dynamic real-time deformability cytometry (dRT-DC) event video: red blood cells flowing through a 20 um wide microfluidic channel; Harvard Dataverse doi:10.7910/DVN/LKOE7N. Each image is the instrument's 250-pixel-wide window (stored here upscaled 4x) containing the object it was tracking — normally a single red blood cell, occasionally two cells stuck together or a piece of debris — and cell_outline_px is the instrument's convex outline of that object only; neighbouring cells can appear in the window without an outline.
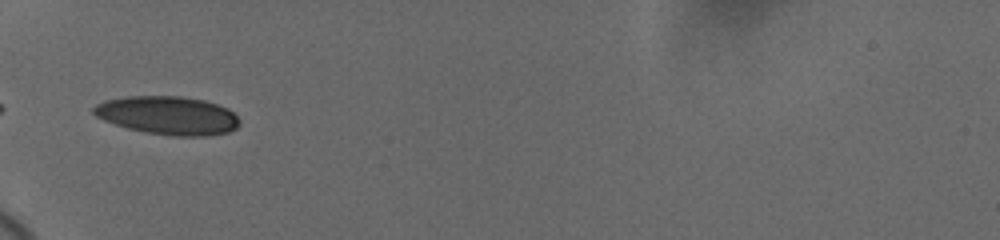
{"species": "human", "species_latin": "Homo sapiens", "temperature_condition": "cold", "stored_images_in_passage": 31, "camera_frame_rate_fps": 3000, "um_per_image_px": 0.085, "donor": {"sex": "female"}, "frame": {"image": 1, "passage_image": 1, "time_ms": 0.0, "image_size_px": [1000, 240], "cell_outline_px": [[240, 124], [236, 128], [228, 132], [208, 136], [172, 136], [144, 132], [128, 128], [104, 120], [96, 116], [92, 112], [92, 108], [96, 104], [104, 100], [124, 96], [180, 96], [204, 100], [228, 108], [240, 120]], "centroid_in_image_um": [14.26, 9.81], "position_along_channel_um": 70.7, "area_um2": 32.77}}
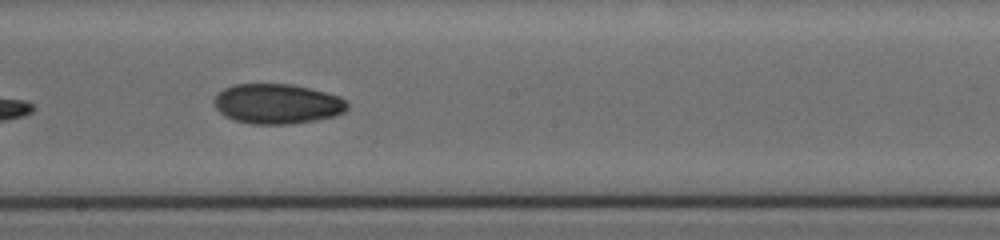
{"frame": {"image": 2, "passage_image": 13, "time_ms": 4.333, "image_size_px": [1000, 240], "cell_outline_px": [[348, 108], [344, 112], [332, 116], [316, 120], [288, 124], [248, 124], [232, 120], [224, 116], [212, 104], [212, 100], [224, 88], [236, 84], [292, 84], [340, 96], [348, 100]], "centroid_in_image_um": [23.54, 8.83], "position_along_channel_um": 224.7, "area_um2": 31.21}}
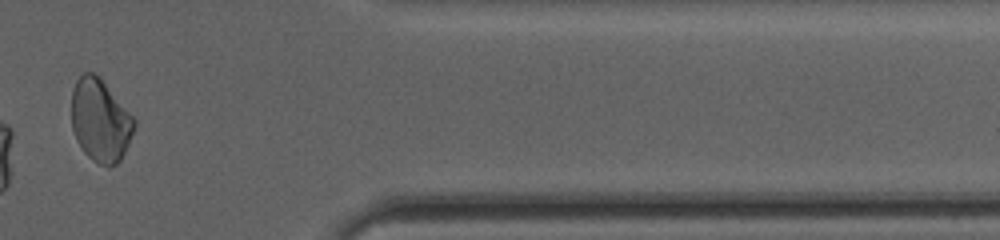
{"frame": {"image": 3, "passage_image": 26, "time_ms": 9.667, "image_size_px": [1000, 240], "cell_outline_px": [[136, 124], [128, 144], [120, 160], [116, 164], [108, 168], [92, 160], [84, 152], [76, 140], [72, 128], [72, 88], [76, 80], [84, 72], [92, 72], [100, 76], [136, 120]], "centroid_in_image_um": [8.52, 10.23], "position_along_channel_um": 402.9, "area_um2": 30.35}, "authors_computed_cell_mechanics": {"area_um2": 30.8652, "velocity_mm_per_s": 3.6743, "shape_relaxation_time_tau1_ms": null, "shape_relaxation_time_tau2_ms": 5.0857, "deformation_change_tau1": null, "deformation_change_tau2": 0.0824}}